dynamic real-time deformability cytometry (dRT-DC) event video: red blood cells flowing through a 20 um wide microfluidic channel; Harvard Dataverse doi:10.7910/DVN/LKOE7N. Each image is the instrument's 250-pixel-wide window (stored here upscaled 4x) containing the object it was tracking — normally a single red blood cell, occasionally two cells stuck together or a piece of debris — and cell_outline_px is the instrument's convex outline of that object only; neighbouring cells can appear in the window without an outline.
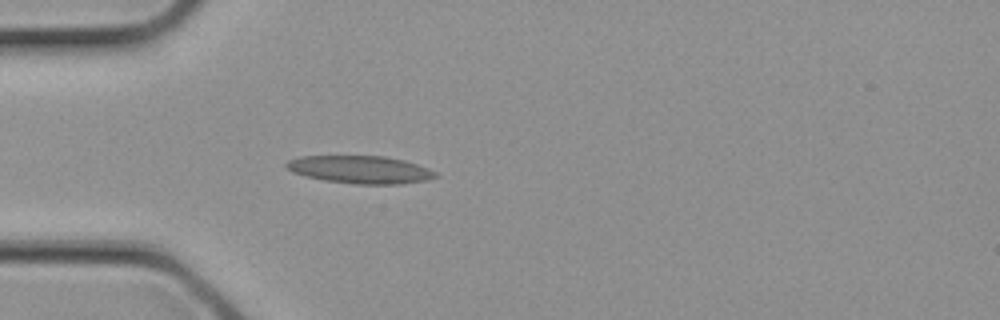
{"species": "common noctule bat (a hibernating species)", "species_latin": "Nyctalus noctula", "temperature_condition": "cold", "stored_images_in_passage": 2, "camera_frame_rate_fps": 3000, "um_per_image_px": 0.085, "animal": {"sex": "female", "body_mass_g": 21.9}, "frame": {"image": 1, "passage_image": 2, "time_ms": 0.333, "image_size_px": [1000, 320], "cell_outline_px": [[440, 176], [428, 180], [400, 184], [356, 184], [324, 180], [292, 172], [284, 164], [288, 160], [300, 156], [384, 156], [404, 160], [428, 168], [436, 172]], "centroid_in_image_um": [30.65, 14.41], "position_along_channel_um": 54.3, "area_um2": 24.04}}